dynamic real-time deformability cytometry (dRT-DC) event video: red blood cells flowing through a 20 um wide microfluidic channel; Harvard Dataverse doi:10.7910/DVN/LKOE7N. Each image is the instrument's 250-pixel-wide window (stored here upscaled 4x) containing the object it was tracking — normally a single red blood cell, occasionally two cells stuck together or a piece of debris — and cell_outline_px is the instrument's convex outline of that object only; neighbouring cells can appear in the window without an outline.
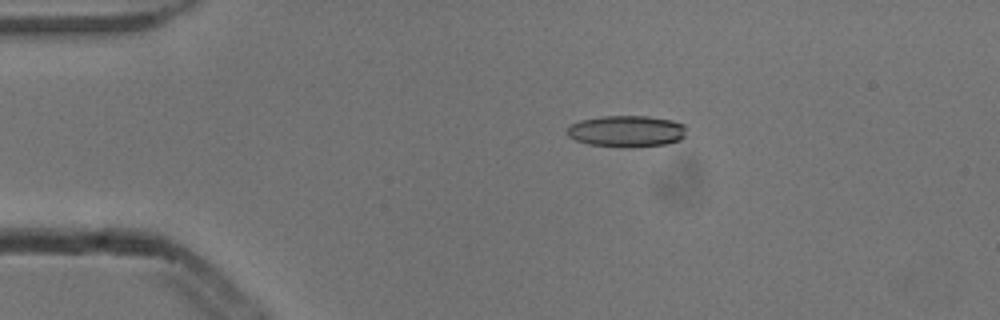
{"species": "common noctule bat (a hibernating species)", "species_latin": "Nyctalus noctula", "temperature_condition": "cold", "stored_images_in_passage": 2, "camera_frame_rate_fps": 3000, "um_per_image_px": 0.085, "animal": {"sex": "male", "body_mass_g": 13.3}, "frame": {"image": 1, "passage_image": 1, "time_ms": 0.0, "image_size_px": [1000, 320], "cell_outline_px": [[684, 136], [680, 140], [664, 144], [628, 148], [624, 148], [588, 144], [576, 140], [568, 136], [564, 132], [572, 124], [580, 120], [604, 116], [648, 116], [672, 120], [684, 124]], "centroid_in_image_um": [53.23, 11.16], "position_along_channel_um": 31.8, "area_um2": 21.96}}